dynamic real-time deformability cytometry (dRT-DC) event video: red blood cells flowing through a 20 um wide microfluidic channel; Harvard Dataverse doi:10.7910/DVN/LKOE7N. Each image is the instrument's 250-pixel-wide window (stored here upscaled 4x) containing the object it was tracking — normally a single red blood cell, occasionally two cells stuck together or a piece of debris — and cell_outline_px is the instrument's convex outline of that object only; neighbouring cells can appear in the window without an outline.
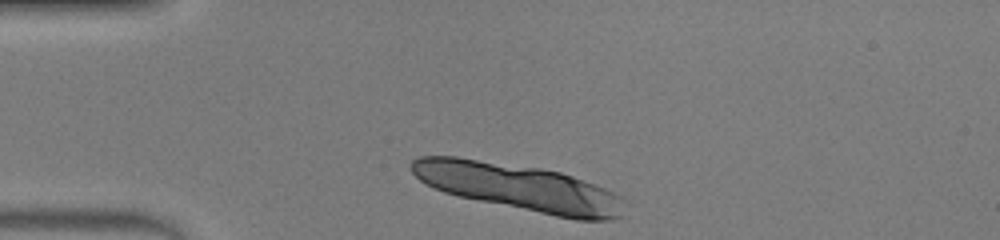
{"species": "human", "species_latin": "Homo sapiens", "temperature_condition": "warm", "stored_images_in_passage": 11, "camera_frame_rate_fps": 3000, "um_per_image_px": 0.085, "donor": {"sex": "male"}, "frame": {"image": 1, "passage_image": 1, "time_ms": 0.0, "image_size_px": [1000, 240], "cell_outline_px": [[624, 200], [620, 216], [612, 220], [576, 220], [556, 216], [460, 196], [444, 192], [420, 180], [408, 168], [408, 164], [412, 160], [420, 156], [456, 156], [540, 168], [560, 172], [572, 176], [604, 188], [620, 196]], "centroid_in_image_um": [44.09, 15.9], "position_along_channel_um": 40.9, "area_um2": 57.63}}